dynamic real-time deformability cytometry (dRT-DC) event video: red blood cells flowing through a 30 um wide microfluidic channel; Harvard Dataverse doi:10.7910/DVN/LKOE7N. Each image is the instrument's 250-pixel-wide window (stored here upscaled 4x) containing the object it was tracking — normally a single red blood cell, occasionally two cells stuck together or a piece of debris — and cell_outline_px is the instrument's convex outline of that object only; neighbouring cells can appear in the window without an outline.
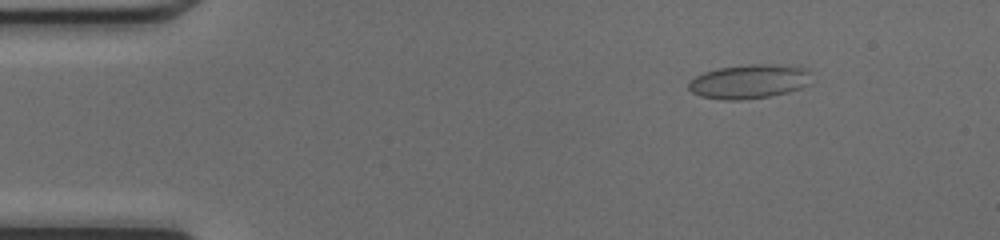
{"species": "common noctule bat (a hibernating species)", "species_latin": "Nyctalus noctula", "temperature_condition": "cold", "stored_images_in_passage": 49, "camera_frame_rate_fps": 3000, "um_per_image_px": 0.085, "animal": {"sex": "female", "body_mass_g": 17.0, "forearm_length_mm": 48.0}, "frame": {"image": 1, "passage_image": 7, "time_ms": 2.0, "image_size_px": [1000, 240], "cell_outline_px": [[808, 84], [800, 88], [788, 92], [768, 96], [740, 100], [724, 100], [700, 96], [692, 92], [688, 88], [688, 84], [696, 76], [704, 72], [720, 68], [748, 64], [768, 64], [804, 68], [808, 72]], "centroid_in_image_um": [63.62, 6.94], "position_along_channel_um": 21.4, "area_um2": 23.99}}
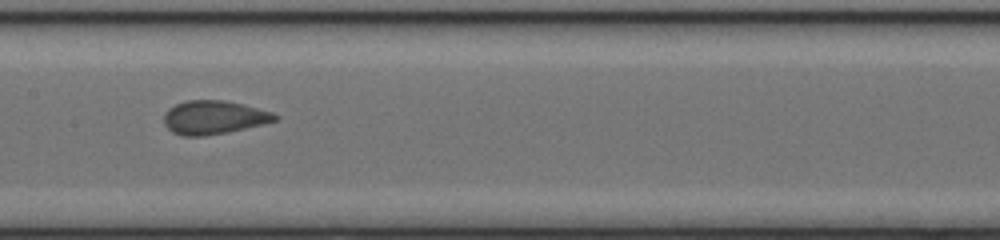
{"frame": {"image": 2, "passage_image": 25, "time_ms": 8.0, "image_size_px": [1000, 240], "cell_outline_px": [[280, 116], [276, 120], [228, 132], [204, 136], [184, 136], [172, 132], [164, 124], [164, 112], [168, 108], [176, 104], [188, 100], [224, 100], [244, 104], [272, 112]], "centroid_in_image_um": [18.14, 9.97], "position_along_channel_um": 189.3, "area_um2": 21.68}}
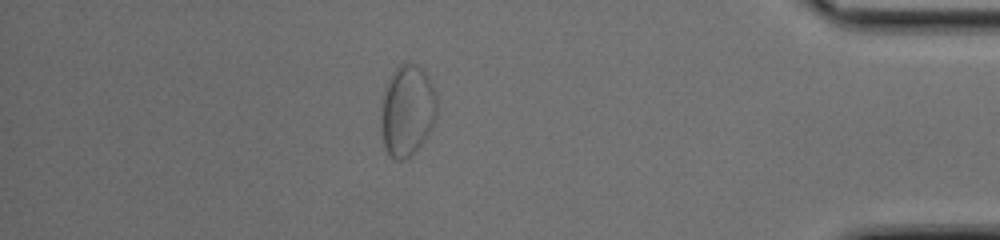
{"frame": {"image": 3, "passage_image": 43, "time_ms": 14.0, "image_size_px": [1000, 240], "cell_outline_px": [[436, 116], [424, 140], [404, 160], [396, 160], [388, 152], [384, 144], [380, 128], [380, 120], [384, 88], [392, 72], [404, 60], [408, 60], [416, 64], [428, 76], [432, 84], [436, 96]], "centroid_in_image_um": [34.59, 9.33], "position_along_channel_um": 400.6, "area_um2": 29.59}}